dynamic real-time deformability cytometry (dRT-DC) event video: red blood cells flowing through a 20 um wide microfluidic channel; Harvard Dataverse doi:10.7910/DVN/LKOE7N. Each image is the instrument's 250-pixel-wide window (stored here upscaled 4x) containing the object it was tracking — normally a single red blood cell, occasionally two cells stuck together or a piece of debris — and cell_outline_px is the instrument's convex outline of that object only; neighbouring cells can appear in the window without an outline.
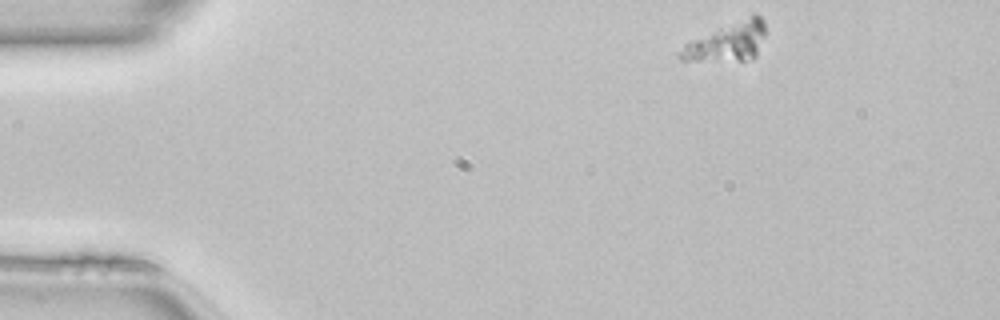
{"species": "common noctule bat (a hibernating species)", "species_latin": "Nyctalus noctula", "temperature_condition": "room temperature", "stored_images_in_passage": 45, "camera_frame_rate_fps": 3000, "um_per_image_px": 0.085, "animal": {"sex": "female", "body_mass_g": 22.7, "forearm_length_mm": 54.2}, "frame": {"image": 1, "passage_image": 1, "time_ms": 0.0, "image_size_px": [1000, 320], "cell_outline_px": [[764, 36], [756, 56], [744, 60], [680, 60], [676, 56], [676, 52], [684, 44], [692, 40], [752, 12], [756, 12], [764, 20]], "centroid_in_image_um": [61.82, 3.52], "position_along_channel_um": 23.2, "area_um2": 19.36}}
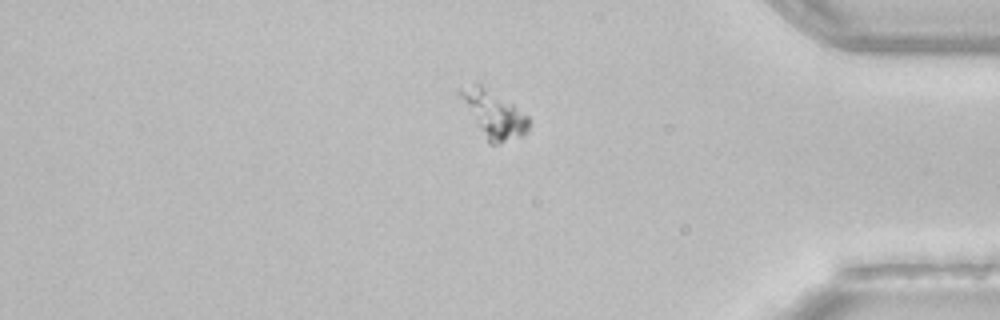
{"frame": {"image": 2, "passage_image": 37, "time_ms": 12.0, "image_size_px": [1000, 320], "cell_outline_px": [[528, 132], [524, 136], [496, 144], [488, 144], [456, 92], [460, 88], [472, 84], [480, 84], [512, 104], [528, 116]], "centroid_in_image_um": [41.95, 9.73], "position_along_channel_um": 393.3, "area_um2": 18.44}}
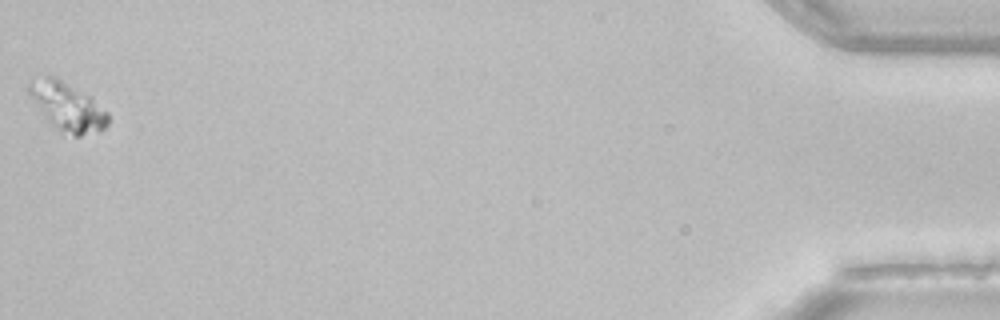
{"frame": {"image": 3, "passage_image": 45, "time_ms": 14.667, "image_size_px": [1000, 320], "cell_outline_px": [[108, 124], [100, 132], [80, 136], [72, 136], [60, 132], [44, 116], [28, 96], [28, 84], [44, 76], [56, 76], [88, 96], [108, 112]], "centroid_in_image_um": [5.72, 9.1], "position_along_channel_um": 429.5, "area_um2": 22.08}}